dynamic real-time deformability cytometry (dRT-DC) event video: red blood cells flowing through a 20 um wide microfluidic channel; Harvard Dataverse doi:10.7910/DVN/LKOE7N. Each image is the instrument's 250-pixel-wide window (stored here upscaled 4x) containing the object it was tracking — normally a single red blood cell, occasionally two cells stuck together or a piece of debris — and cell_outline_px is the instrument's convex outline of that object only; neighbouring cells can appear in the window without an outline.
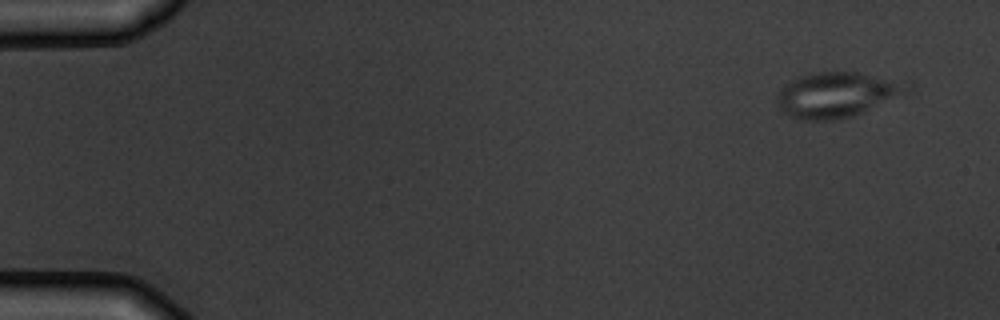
{"species": "common noctule bat (a hibernating species)", "species_latin": "Nyctalus noctula", "temperature_condition": "warm", "stored_images_in_passage": 5, "camera_frame_rate_fps": 3000, "um_per_image_px": 0.085, "animal": {"sex": "male", "body_mass_g": 19.5, "forearm_length_mm": 54.6}, "frame": {"image": 1, "passage_image": 1, "time_ms": 0.0, "image_size_px": [1000, 320], "cell_outline_px": [[912, 92], [852, 116], [832, 120], [800, 120], [788, 116], [780, 108], [776, 100], [776, 96], [780, 88], [792, 80], [800, 76], [812, 72], [860, 72], [912, 80]], "centroid_in_image_um": [71.25, 8.02], "position_along_channel_um": 13.7, "area_um2": 35.2}}